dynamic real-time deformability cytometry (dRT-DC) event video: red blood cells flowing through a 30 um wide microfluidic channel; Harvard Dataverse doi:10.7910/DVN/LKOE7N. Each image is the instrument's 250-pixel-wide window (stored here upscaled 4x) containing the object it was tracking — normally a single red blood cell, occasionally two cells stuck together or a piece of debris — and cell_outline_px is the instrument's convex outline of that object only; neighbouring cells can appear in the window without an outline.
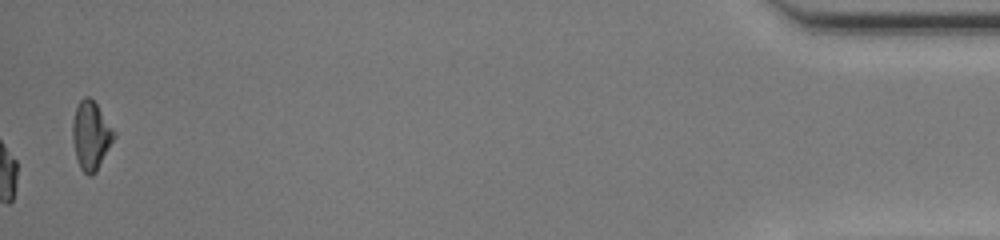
{"species": "common noctule bat (a hibernating species)", "species_latin": "Nyctalus noctula", "temperature_condition": "warm", "stored_images_in_passage": 52, "camera_frame_rate_fps": 3000, "um_per_image_px": 0.085, "animal": {"sex": "female", "body_mass_g": 20.0, "forearm_length_mm": 54.0}, "frame": {"image": 1, "passage_image": 52, "time_ms": 17.0, "image_size_px": [1000, 240], "cell_outline_px": [[116, 136], [96, 172], [92, 176], [88, 176], [80, 168], [76, 156], [72, 140], [72, 120], [76, 108], [80, 100], [84, 96], [88, 96], [96, 104], [116, 132]], "centroid_in_image_um": [7.73, 11.53], "position_along_channel_um": 427.5, "area_um2": 16.53}, "authors_computed_cell_mechanics": {"area_um2": 17.8024, "velocity_mm_per_s": 4.2087, "shape_relaxation_time_tau1_ms": 9.5268, "shape_relaxation_time_tau2_ms": 0.6902, "deformation_change_tau1": 0.2825, "deformation_change_tau2": 0.042}}